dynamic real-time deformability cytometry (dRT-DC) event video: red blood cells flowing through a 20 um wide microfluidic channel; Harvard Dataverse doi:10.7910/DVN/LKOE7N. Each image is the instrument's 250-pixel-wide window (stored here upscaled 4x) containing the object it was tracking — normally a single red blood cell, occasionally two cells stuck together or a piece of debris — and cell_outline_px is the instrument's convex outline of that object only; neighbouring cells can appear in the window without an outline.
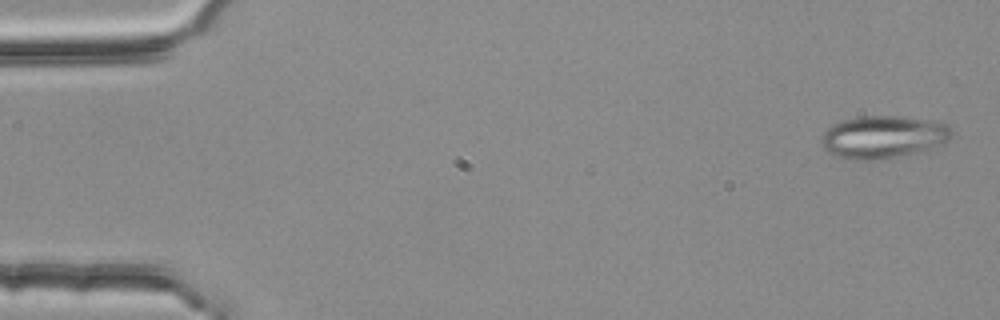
{"species": "common noctule bat (a hibernating species)", "species_latin": "Nyctalus noctula", "temperature_condition": "room temperature", "stored_images_in_passage": 54, "camera_frame_rate_fps": 3000, "um_per_image_px": 0.085, "animal": {"sex": "female", "body_mass_g": 25.1}, "frame": {"image": 1, "passage_image": 2, "time_ms": 0.333, "image_size_px": [1000, 320], "cell_outline_px": [[952, 136], [944, 144], [896, 156], [872, 160], [852, 160], [836, 156], [828, 152], [824, 148], [820, 140], [820, 136], [832, 124], [844, 120], [860, 116], [896, 116], [936, 120], [948, 124], [952, 128]], "centroid_in_image_um": [75.07, 11.62], "position_along_channel_um": 9.9, "area_um2": 32.31}}
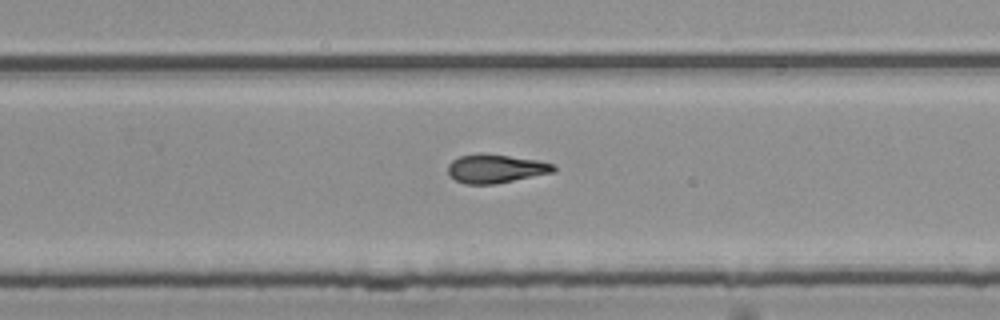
{"frame": {"image": 2, "passage_image": 35, "time_ms": 11.333, "image_size_px": [1000, 320], "cell_outline_px": [[556, 172], [496, 184], [464, 184], [448, 176], [448, 164], [452, 160], [460, 156], [488, 152], [540, 160], [556, 164]], "centroid_in_image_um": [42.17, 14.32], "position_along_channel_um": 287.6, "area_um2": 18.21}}
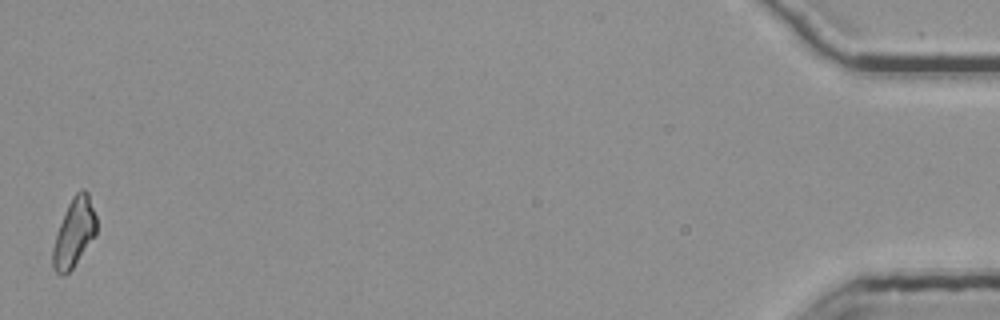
{"frame": {"image": 3, "passage_image": 54, "time_ms": 17.667, "image_size_px": [1000, 320], "cell_outline_px": [[96, 236], [72, 268], [64, 276], [60, 276], [52, 268], [52, 248], [60, 224], [68, 204], [72, 196], [80, 188], [84, 188], [88, 192], [96, 216]], "centroid_in_image_um": [6.3, 19.78], "position_along_channel_um": 428.9, "area_um2": 17.51}, "authors_computed_cell_mechanics": {"area_um2": 18.1492, "velocity_mm_per_s": 3.7914, "shape_relaxation_time_tau1_ms": 11.3124, "shape_relaxation_time_tau2_ms": 5.3841, "deformation_change_tau1": 0.2558, "deformation_change_tau2": 0.153}}